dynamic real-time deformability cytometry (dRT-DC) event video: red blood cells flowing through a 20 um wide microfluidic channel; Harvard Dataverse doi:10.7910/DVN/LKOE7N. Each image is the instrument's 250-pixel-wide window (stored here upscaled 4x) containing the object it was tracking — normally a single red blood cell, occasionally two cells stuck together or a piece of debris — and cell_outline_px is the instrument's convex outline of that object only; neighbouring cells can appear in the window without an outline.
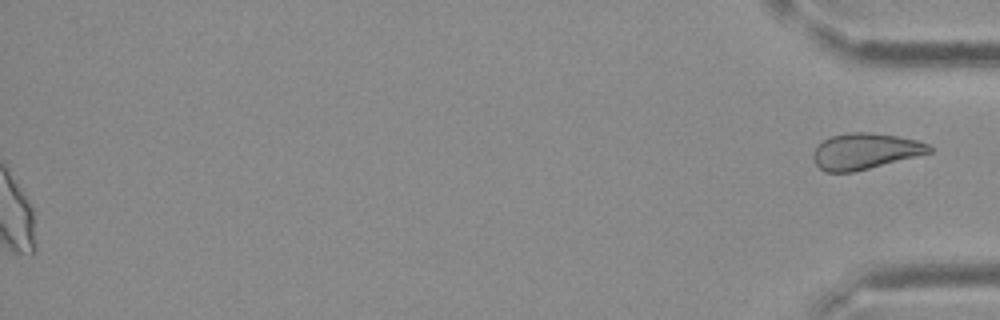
{"species": "Egyptian fruit bat (a non-hibernating species)", "species_latin": "Rousettus aegyptiacus", "temperature_condition": "cold", "stored_images_in_passage": 37, "segment_of_instrument_passage": [2, 2], "camera_frame_rate_fps": 3000, "um_per_image_px": 0.085, "frame": {"image": 1, "passage_image": 37, "time_ms": 12.0, "image_size_px": [1000, 320], "cell_outline_px": [[932, 152], [852, 172], [824, 172], [816, 164], [812, 156], [812, 152], [824, 140], [832, 136], [852, 132], [868, 132], [896, 136], [916, 140], [928, 144], [932, 148]], "centroid_in_image_um": [73.51, 12.85], "position_along_channel_um": 361.7, "area_um2": 23.93}}